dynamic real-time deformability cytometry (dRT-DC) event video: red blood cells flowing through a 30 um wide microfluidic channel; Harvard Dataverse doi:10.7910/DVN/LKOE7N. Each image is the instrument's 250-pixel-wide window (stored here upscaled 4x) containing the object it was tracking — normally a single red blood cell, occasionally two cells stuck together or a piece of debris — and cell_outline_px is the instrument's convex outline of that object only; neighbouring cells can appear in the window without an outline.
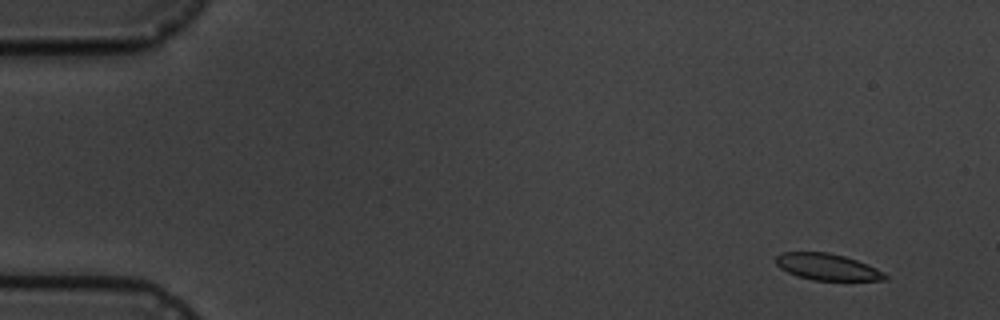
{"species": "common noctule bat (a hibernating species)", "species_latin": "Nyctalus noctula", "temperature_condition": "cold", "stored_images_in_passage": 10, "camera_frame_rate_fps": 3000, "um_per_image_px": 0.085, "animal": {"sex": "male", "body_mass_g": 19.5, "forearm_length_mm": 54.6}, "frame": {"image": 1, "passage_image": 1, "time_ms": 0.0, "image_size_px": [1000, 320], "cell_outline_px": [[888, 280], [812, 280], [788, 272], [780, 268], [776, 264], [776, 256], [780, 252], [828, 252], [844, 256], [868, 264], [884, 272], [888, 276]], "centroid_in_image_um": [70.33, 22.68], "position_along_channel_um": 14.7, "area_um2": 16.82}}
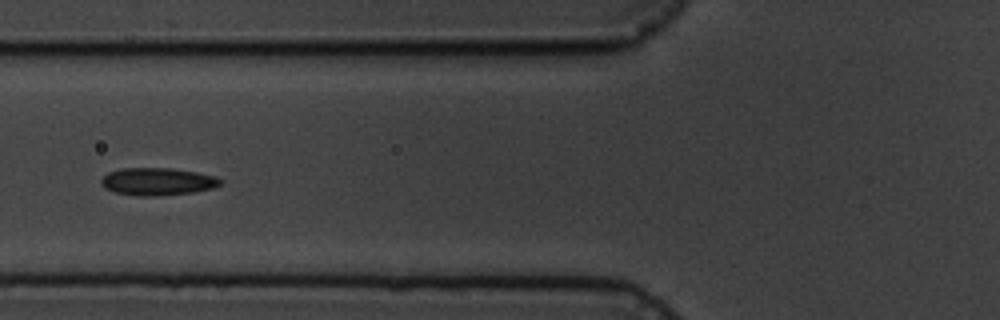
{"frame": {"image": 2, "passage_image": 6, "time_ms": 6.0, "image_size_px": [1000, 320], "cell_outline_px": [[220, 184], [212, 188], [192, 192], [156, 196], [140, 196], [116, 192], [104, 188], [100, 184], [100, 180], [108, 172], [124, 168], [172, 168], [196, 172], [216, 176], [220, 180]], "centroid_in_image_um": [13.35, 15.43], "position_along_channel_um": 112.4, "area_um2": 18.96}}
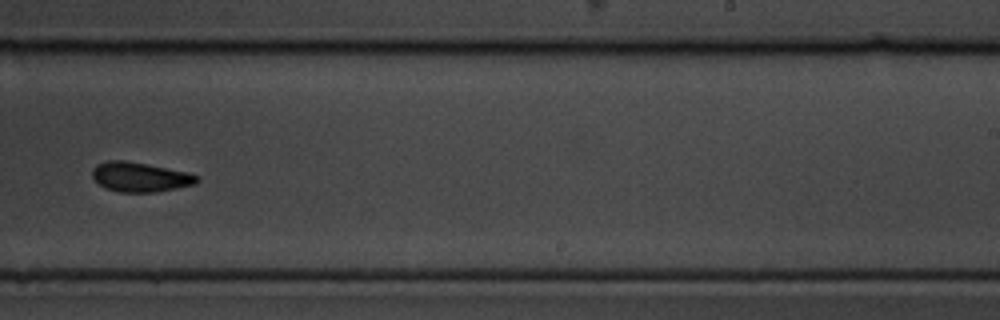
{"frame": {"image": 3, "passage_image": 10, "time_ms": 10.667, "image_size_px": [1000, 320], "cell_outline_px": [[200, 180], [196, 184], [156, 192], [116, 192], [100, 184], [92, 176], [92, 168], [96, 164], [108, 160], [124, 160], [188, 172], [200, 176]], "centroid_in_image_um": [11.93, 15.04], "position_along_channel_um": 277.1, "area_um2": 18.03}}